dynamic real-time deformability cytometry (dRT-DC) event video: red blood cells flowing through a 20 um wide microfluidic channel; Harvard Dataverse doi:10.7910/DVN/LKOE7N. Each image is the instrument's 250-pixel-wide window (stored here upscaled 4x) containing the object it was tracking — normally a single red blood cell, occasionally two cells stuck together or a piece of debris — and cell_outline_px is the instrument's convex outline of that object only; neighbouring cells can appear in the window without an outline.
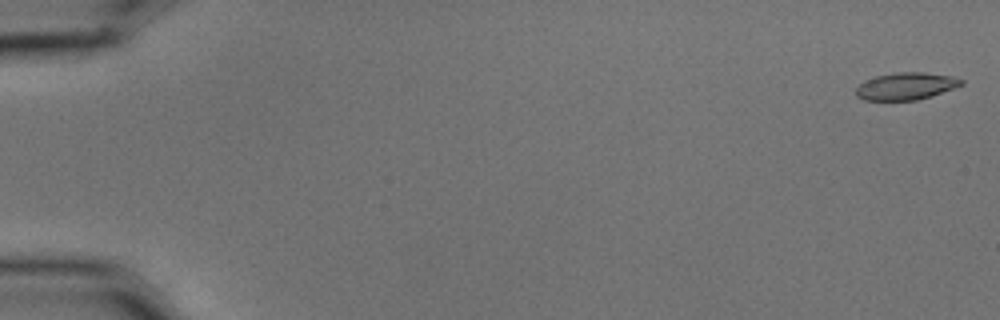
{"species": "common noctule bat (a hibernating species)", "species_latin": "Nyctalus noctula", "temperature_condition": "cold", "stored_images_in_passage": 57, "camera_frame_rate_fps": 3000, "um_per_image_px": 0.085, "animal": {"sex": "male", "body_mass_g": 15.6}, "frame": {"image": 1, "passage_image": 2, "time_ms": 0.333, "image_size_px": [1000, 320], "cell_outline_px": [[964, 84], [932, 96], [916, 100], [864, 100], [856, 96], [856, 88], [864, 80], [876, 76], [892, 72], [924, 72], [952, 76], [964, 80]], "centroid_in_image_um": [77.0, 7.31], "position_along_channel_um": 8.0, "area_um2": 16.82}}
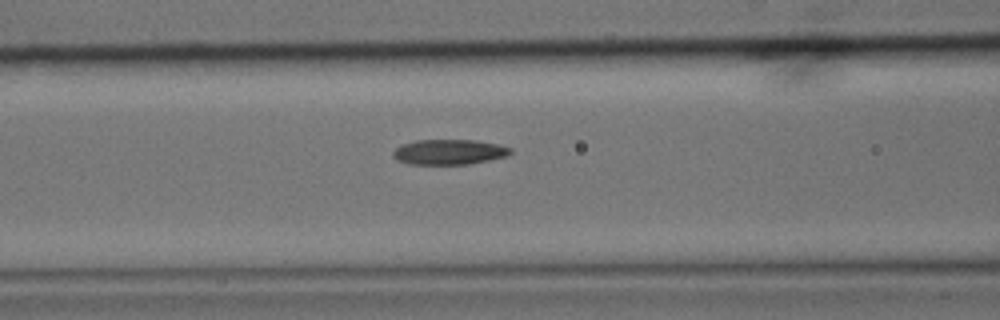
{"frame": {"image": 2, "passage_image": 25, "time_ms": 8.0, "image_size_px": [1000, 320], "cell_outline_px": [[512, 152], [508, 156], [468, 164], [408, 164], [396, 160], [392, 156], [392, 152], [396, 148], [404, 144], [416, 140], [476, 140], [496, 144], [512, 148]], "centroid_in_image_um": [38.16, 12.92], "position_along_channel_um": 128.4, "area_um2": 17.22}}
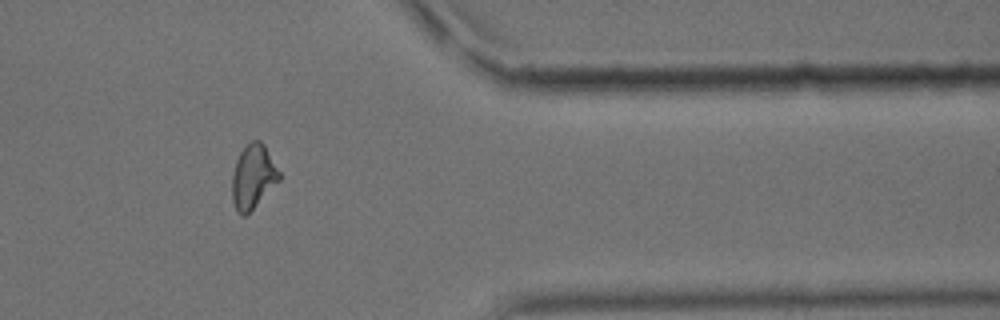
{"frame": {"image": 3, "passage_image": 48, "time_ms": 15.667, "image_size_px": [1000, 320], "cell_outline_px": [[280, 180], [244, 216], [240, 216], [236, 212], [232, 200], [232, 176], [236, 160], [240, 152], [252, 140], [260, 140], [264, 144], [280, 172]], "centroid_in_image_um": [21.5, 15.01], "position_along_channel_um": 389.9, "area_um2": 17.4}, "authors_computed_cell_mechanics": {"area_um2": 17.2244, "velocity_mm_per_s": 3.5952, "shape_relaxation_time_tau1_ms": 8.1406, "shape_relaxation_time_tau2_ms": 4.413, "deformation_change_tau1": 0.1969, "deformation_change_tau2": 0.1164}}